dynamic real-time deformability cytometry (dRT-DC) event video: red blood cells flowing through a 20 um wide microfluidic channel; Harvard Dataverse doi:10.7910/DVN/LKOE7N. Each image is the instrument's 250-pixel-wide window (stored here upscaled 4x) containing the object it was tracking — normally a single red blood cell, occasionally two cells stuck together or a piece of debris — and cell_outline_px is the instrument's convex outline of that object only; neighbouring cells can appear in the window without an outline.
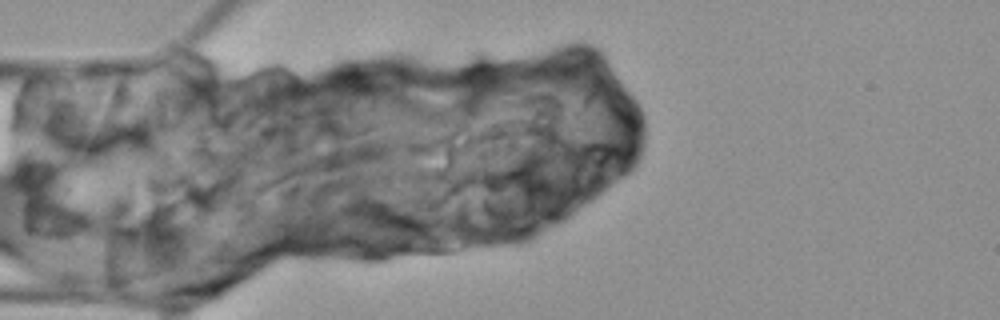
{"species": "Egyptian fruit bat (a non-hibernating species)", "species_latin": "Rousettus aegyptiacus", "temperature_condition": "cold", "stored_images_in_passage": 5, "camera_frame_rate_fps": 3000, "um_per_image_px": 0.085, "animal": {"sex": "female"}, "frame": {"image": 1, "passage_image": 5, "time_ms": 5.0, "image_size_px": [1000, 320], "cell_outline_px": [[464, 248], [460, 252], [444, 260], [364, 256], [344, 244], [332, 212], [340, 204], [348, 200], [380, 200], [392, 204], [416, 216], [464, 244]], "centroid_in_image_um": [33.27, 19.74], "position_along_channel_um": 51.7, "area_um2": 38.21}}